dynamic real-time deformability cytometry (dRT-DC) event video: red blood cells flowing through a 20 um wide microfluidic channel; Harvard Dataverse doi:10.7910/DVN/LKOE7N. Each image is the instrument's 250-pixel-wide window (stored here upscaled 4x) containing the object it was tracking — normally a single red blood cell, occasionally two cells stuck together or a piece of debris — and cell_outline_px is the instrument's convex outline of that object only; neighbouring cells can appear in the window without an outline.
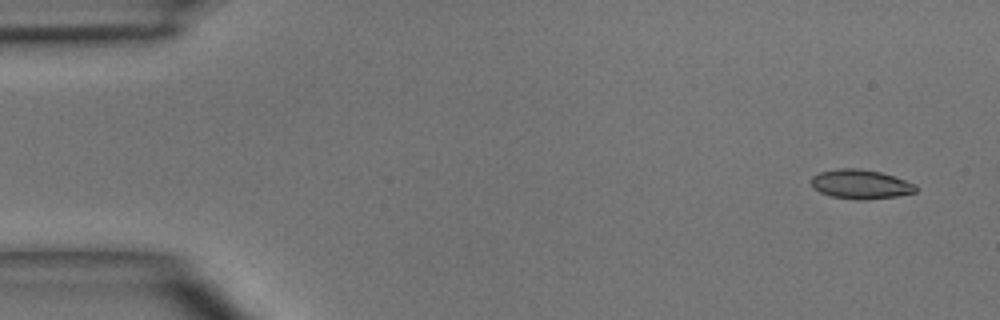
{"species": "common noctule bat (a hibernating species)", "species_latin": "Nyctalus noctula", "temperature_condition": "room temperature", "stored_images_in_passage": 4, "camera_frame_rate_fps": 3000, "um_per_image_px": 0.085, "animal": {"sex": "male", "body_mass_g": 15.6}, "frame": {"image": 1, "passage_image": 1, "time_ms": 0.0, "image_size_px": [1000, 320], "cell_outline_px": [[916, 192], [896, 196], [864, 200], [856, 200], [832, 196], [820, 192], [812, 184], [812, 176], [820, 172], [840, 168], [856, 168], [880, 172], [916, 184]], "centroid_in_image_um": [73.16, 15.66], "position_along_channel_um": 11.8, "area_um2": 17.57}}
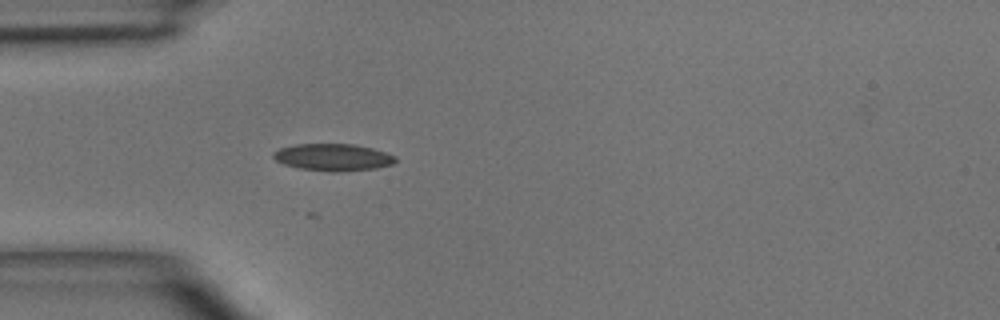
{"frame": {"image": 2, "passage_image": 4, "time_ms": 3.667, "image_size_px": [1000, 320], "cell_outline_px": [[396, 160], [392, 164], [376, 168], [340, 172], [328, 172], [300, 168], [284, 164], [276, 160], [272, 156], [272, 152], [280, 148], [296, 144], [352, 144], [372, 148], [396, 156]], "centroid_in_image_um": [28.29, 13.37], "position_along_channel_um": 56.7, "area_um2": 19.25}}